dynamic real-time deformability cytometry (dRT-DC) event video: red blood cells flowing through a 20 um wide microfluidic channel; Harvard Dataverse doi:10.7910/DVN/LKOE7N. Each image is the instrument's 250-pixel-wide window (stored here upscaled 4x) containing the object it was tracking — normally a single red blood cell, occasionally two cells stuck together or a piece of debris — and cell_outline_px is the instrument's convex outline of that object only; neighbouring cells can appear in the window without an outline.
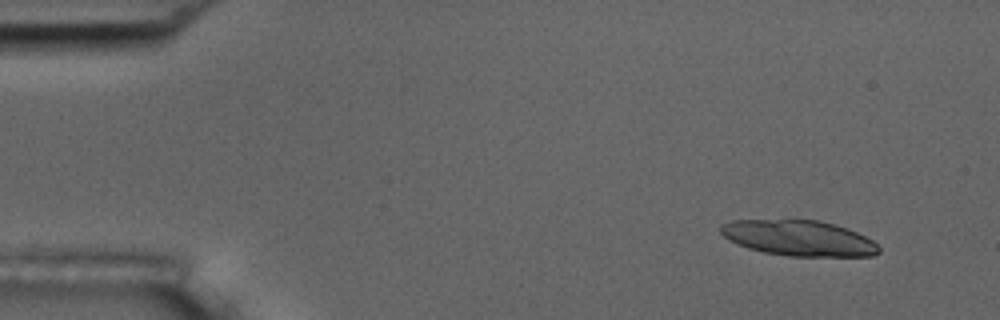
{"species": "common noctule bat (a hibernating species)", "species_latin": "Nyctalus noctula", "temperature_condition": "room temperature", "stored_images_in_passage": 6, "camera_frame_rate_fps": 3000, "um_per_image_px": 0.085, "animal": {"sex": "male", "body_mass_g": 17.5, "forearm_length_mm": 52.3}, "frame": {"image": 1, "passage_image": 1, "time_ms": 0.0, "image_size_px": [1000, 320], "cell_outline_px": [[880, 252], [872, 256], [788, 256], [764, 252], [748, 248], [736, 244], [728, 240], [720, 232], [720, 224], [732, 220], [820, 220], [836, 224], [848, 228], [872, 240], [880, 248]], "centroid_in_image_um": [67.88, 20.23], "position_along_channel_um": 17.1, "area_um2": 32.89}}
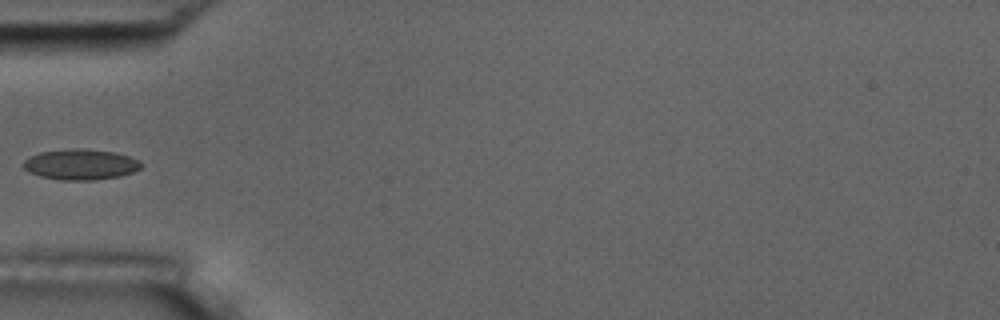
{"frame": {"image": 2, "passage_image": 5, "time_ms": 4.667, "image_size_px": [1000, 320], "cell_outline_px": [[140, 168], [132, 172], [120, 176], [92, 180], [60, 180], [40, 176], [28, 172], [24, 168], [24, 160], [28, 156], [40, 152], [72, 148], [76, 148], [116, 152], [140, 160]], "centroid_in_image_um": [6.82, 13.97], "position_along_channel_um": 78.2, "area_um2": 20.98}}